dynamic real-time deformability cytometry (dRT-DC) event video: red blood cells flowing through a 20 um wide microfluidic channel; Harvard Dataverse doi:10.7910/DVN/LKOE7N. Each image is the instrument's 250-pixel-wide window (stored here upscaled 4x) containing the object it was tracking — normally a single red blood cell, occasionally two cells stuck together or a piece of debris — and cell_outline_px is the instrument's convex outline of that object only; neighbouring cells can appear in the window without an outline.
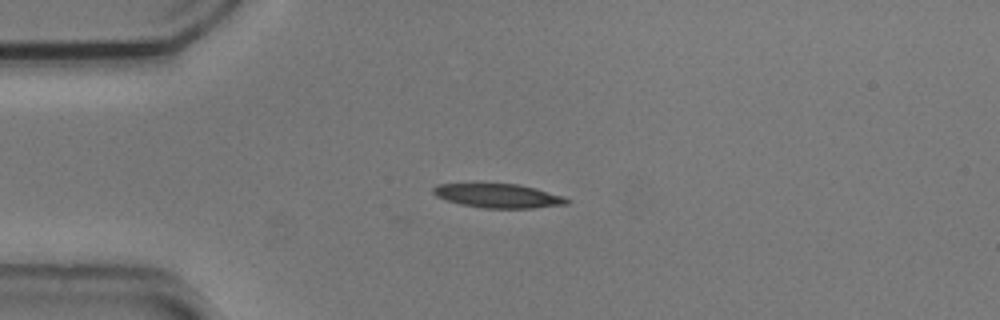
{"species": "common noctule bat (a hibernating species)", "species_latin": "Nyctalus noctula", "temperature_condition": "cold", "stored_images_in_passage": 42, "camera_frame_rate_fps": 3000, "um_per_image_px": 0.085, "animal": {"sex": "male", "body_mass_g": 20.5, "forearm_length_mm": 52.5}, "frame": {"image": 1, "passage_image": 1, "time_ms": 0.0, "image_size_px": [1000, 320], "cell_outline_px": [[572, 200], [568, 204], [532, 208], [484, 208], [460, 204], [436, 196], [432, 192], [432, 188], [436, 184], [476, 180], [520, 184], [536, 188], [564, 196]], "centroid_in_image_um": [42.28, 16.57], "position_along_channel_um": 42.7, "area_um2": 19.94}}
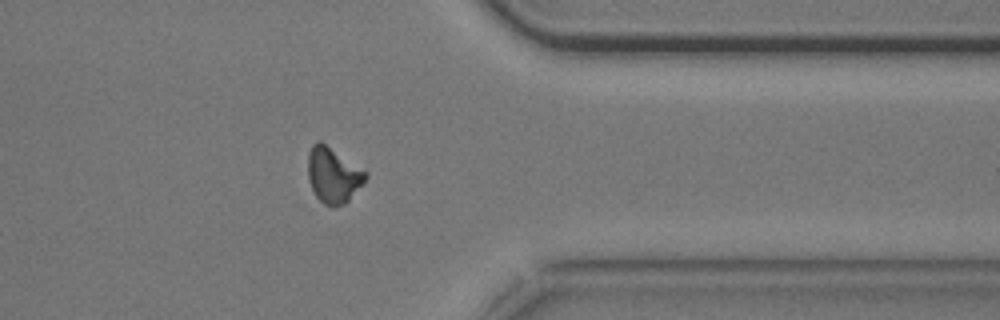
{"frame": {"image": 2, "passage_image": 31, "time_ms": 10.0, "image_size_px": [1000, 320], "cell_outline_px": [[368, 176], [364, 184], [344, 204], [324, 204], [316, 196], [308, 180], [308, 156], [312, 144], [316, 140], [320, 140], [368, 172]], "centroid_in_image_um": [28.33, 14.84], "position_along_channel_um": 383.1, "area_um2": 18.55}}
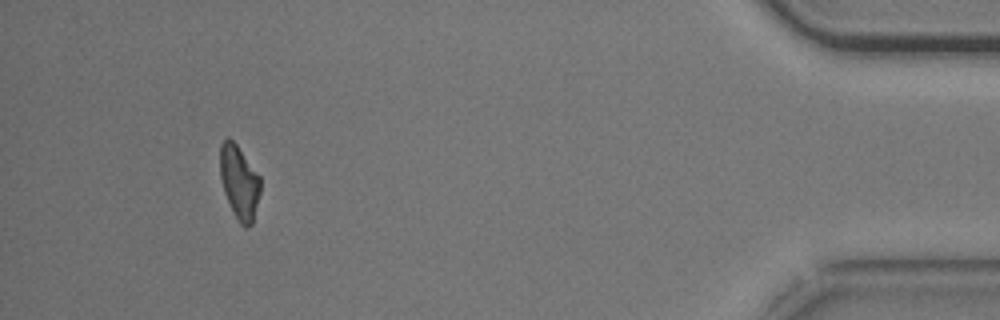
{"frame": {"image": 3, "passage_image": 38, "time_ms": 12.333, "image_size_px": [1000, 320], "cell_outline_px": [[260, 192], [252, 224], [244, 228], [240, 224], [224, 192], [220, 176], [220, 144], [228, 136], [236, 144], [260, 176]], "centroid_in_image_um": [20.33, 15.46], "position_along_channel_um": 414.9, "area_um2": 17.05}, "authors_computed_cell_mechanics": {"area_um2": 18.5827, "velocity_mm_per_s": 3.7233, "shape_relaxation_time_tau1_ms": 3.385, "shape_relaxation_time_tau2_ms": 5.754, "deformation_change_tau1": 0.1232, "deformation_change_tau2": 0.1465}}